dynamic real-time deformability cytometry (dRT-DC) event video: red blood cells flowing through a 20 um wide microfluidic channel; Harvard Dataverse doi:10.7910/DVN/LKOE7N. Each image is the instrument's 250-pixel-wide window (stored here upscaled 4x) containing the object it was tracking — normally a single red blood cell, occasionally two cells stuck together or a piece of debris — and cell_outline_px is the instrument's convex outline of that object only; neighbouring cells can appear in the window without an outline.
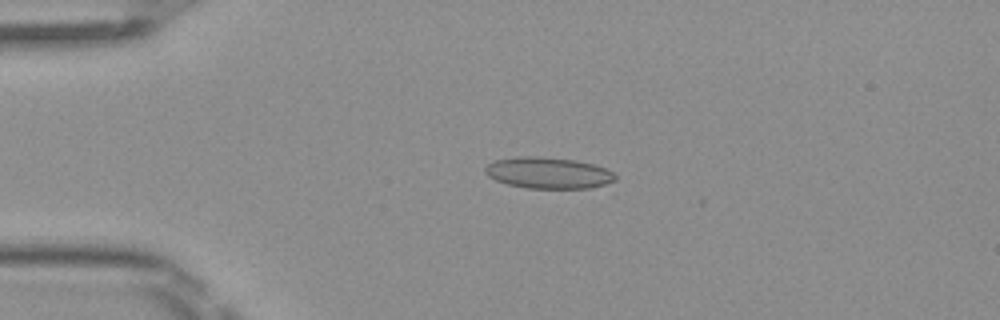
{"species": "Egyptian fruit bat (a non-hibernating species)", "species_latin": "Rousettus aegyptiacus", "temperature_condition": "room temperature", "stored_images_in_passage": 3, "camera_frame_rate_fps": 3000, "um_per_image_px": 0.085, "frame": {"image": 1, "passage_image": 2, "time_ms": 0.333, "image_size_px": [1000, 320], "cell_outline_px": [[616, 180], [604, 184], [588, 188], [528, 188], [508, 184], [496, 180], [488, 176], [484, 172], [484, 168], [488, 164], [496, 160], [516, 156], [536, 156], [576, 160], [596, 164], [612, 172], [616, 176]], "centroid_in_image_um": [46.59, 14.68], "position_along_channel_um": 38.4, "area_um2": 23.7}}